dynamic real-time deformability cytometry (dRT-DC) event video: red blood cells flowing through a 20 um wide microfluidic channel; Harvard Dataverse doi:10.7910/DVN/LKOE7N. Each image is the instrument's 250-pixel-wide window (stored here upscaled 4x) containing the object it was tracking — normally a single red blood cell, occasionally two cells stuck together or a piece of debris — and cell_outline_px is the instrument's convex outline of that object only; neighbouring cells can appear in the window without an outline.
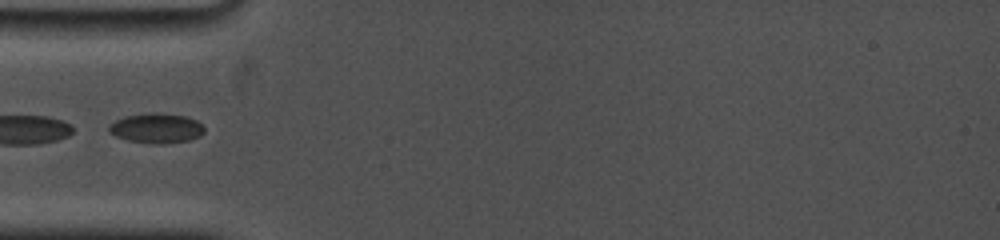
{"species": "common noctule bat (a hibernating species)", "species_latin": "Nyctalus noctula", "temperature_condition": "cold", "stored_images_in_passage": 4, "camera_frame_rate_fps": 5000, "um_per_image_px": 0.085, "animal": {"sex": "female", "body_mass_g": 19.0, "forearm_length_mm": 53.3}, "frame": {"image": 1, "passage_image": 1, "time_ms": 0.0, "image_size_px": [1000, 240], "cell_outline_px": [[204, 132], [200, 136], [188, 140], [164, 144], [156, 144], [128, 140], [116, 136], [108, 132], [108, 124], [124, 116], [156, 112], [188, 116], [196, 120], [204, 128]], "centroid_in_image_um": [13.28, 10.89], "position_along_channel_um": 71.7, "area_um2": 16.65}}